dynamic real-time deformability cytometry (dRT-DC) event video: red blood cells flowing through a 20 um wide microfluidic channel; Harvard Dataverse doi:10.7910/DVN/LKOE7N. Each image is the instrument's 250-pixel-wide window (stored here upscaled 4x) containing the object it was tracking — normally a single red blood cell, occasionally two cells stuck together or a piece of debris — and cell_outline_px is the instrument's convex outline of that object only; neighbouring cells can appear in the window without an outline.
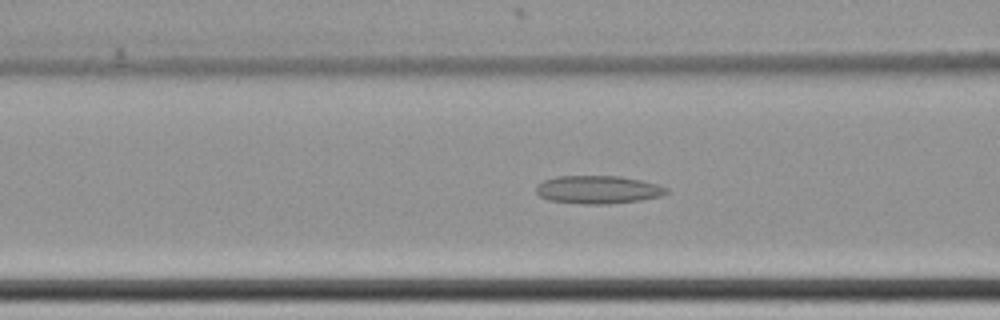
{"species": "common noctule bat (a hibernating species)", "species_latin": "Nyctalus noctula", "temperature_condition": "cold", "stored_images_in_passage": 65, "camera_frame_rate_fps": 3000, "um_per_image_px": 0.085, "animal": {"sex": "female", "body_mass_g": 22.7, "forearm_length_mm": 54.2}, "frame": {"image": 1, "passage_image": 30, "time_ms": 9.667, "image_size_px": [1000, 320], "cell_outline_px": [[668, 192], [660, 196], [640, 200], [608, 204], [584, 204], [548, 200], [540, 196], [536, 192], [536, 184], [544, 180], [556, 176], [620, 176], [640, 180], [656, 184], [668, 188]], "centroid_in_image_um": [50.8, 16.12], "position_along_channel_um": 115.8, "area_um2": 21.27}}
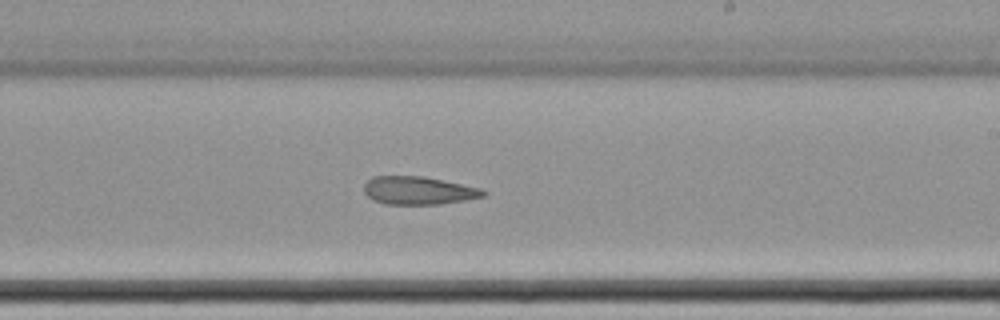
{"frame": {"image": 2, "passage_image": 42, "time_ms": 13.667, "image_size_px": [1000, 320], "cell_outline_px": [[488, 192], [484, 196], [464, 200], [440, 204], [384, 204], [372, 200], [364, 192], [364, 184], [372, 176], [424, 176], [480, 188]], "centroid_in_image_um": [35.54, 16.19], "position_along_channel_um": 253.5, "area_um2": 19.48}}
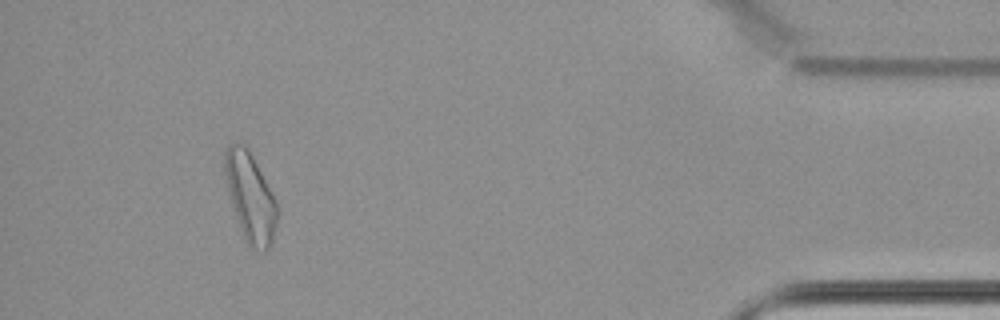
{"frame": {"image": 3, "passage_image": 61, "time_ms": 20.0, "image_size_px": [1000, 320], "cell_outline_px": [[280, 212], [272, 244], [264, 252], [248, 248], [244, 240], [228, 192], [224, 172], [224, 152], [228, 144], [244, 144], [248, 148], [276, 200]], "centroid_in_image_um": [21.3, 16.82], "position_along_channel_um": 413.9, "area_um2": 27.4}, "authors_computed_cell_mechanics": {"area_um2": 22.831, "velocity_mm_per_s": 3.4415, "shape_relaxation_time_tau1_ms": null, "shape_relaxation_time_tau2_ms": 8.7088, "deformation_change_tau1": null, "deformation_change_tau2": 0.1584}}